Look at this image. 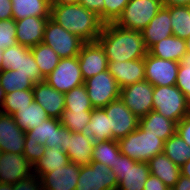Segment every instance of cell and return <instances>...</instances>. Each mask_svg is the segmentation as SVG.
I'll use <instances>...</instances> for the list:
<instances>
[{
  "label": "cell",
  "instance_id": "obj_43",
  "mask_svg": "<svg viewBox=\"0 0 190 190\" xmlns=\"http://www.w3.org/2000/svg\"><path fill=\"white\" fill-rule=\"evenodd\" d=\"M186 96L190 109V63H180L175 84Z\"/></svg>",
  "mask_w": 190,
  "mask_h": 190
},
{
  "label": "cell",
  "instance_id": "obj_49",
  "mask_svg": "<svg viewBox=\"0 0 190 190\" xmlns=\"http://www.w3.org/2000/svg\"><path fill=\"white\" fill-rule=\"evenodd\" d=\"M127 169V156L120 154L117 156L116 162L111 167L112 172L116 175H123Z\"/></svg>",
  "mask_w": 190,
  "mask_h": 190
},
{
  "label": "cell",
  "instance_id": "obj_11",
  "mask_svg": "<svg viewBox=\"0 0 190 190\" xmlns=\"http://www.w3.org/2000/svg\"><path fill=\"white\" fill-rule=\"evenodd\" d=\"M108 117L112 140H120L139 127V118L118 98L103 108Z\"/></svg>",
  "mask_w": 190,
  "mask_h": 190
},
{
  "label": "cell",
  "instance_id": "obj_5",
  "mask_svg": "<svg viewBox=\"0 0 190 190\" xmlns=\"http://www.w3.org/2000/svg\"><path fill=\"white\" fill-rule=\"evenodd\" d=\"M162 6V0H129L114 24L122 28L142 31Z\"/></svg>",
  "mask_w": 190,
  "mask_h": 190
},
{
  "label": "cell",
  "instance_id": "obj_25",
  "mask_svg": "<svg viewBox=\"0 0 190 190\" xmlns=\"http://www.w3.org/2000/svg\"><path fill=\"white\" fill-rule=\"evenodd\" d=\"M148 53L161 59L181 62L187 54L186 42L185 39L171 35L154 44Z\"/></svg>",
  "mask_w": 190,
  "mask_h": 190
},
{
  "label": "cell",
  "instance_id": "obj_20",
  "mask_svg": "<svg viewBox=\"0 0 190 190\" xmlns=\"http://www.w3.org/2000/svg\"><path fill=\"white\" fill-rule=\"evenodd\" d=\"M50 17H25L16 20V41L27 47L42 43L45 26Z\"/></svg>",
  "mask_w": 190,
  "mask_h": 190
},
{
  "label": "cell",
  "instance_id": "obj_8",
  "mask_svg": "<svg viewBox=\"0 0 190 190\" xmlns=\"http://www.w3.org/2000/svg\"><path fill=\"white\" fill-rule=\"evenodd\" d=\"M88 97L94 109L104 108L120 98V87L108 69L84 81Z\"/></svg>",
  "mask_w": 190,
  "mask_h": 190
},
{
  "label": "cell",
  "instance_id": "obj_48",
  "mask_svg": "<svg viewBox=\"0 0 190 190\" xmlns=\"http://www.w3.org/2000/svg\"><path fill=\"white\" fill-rule=\"evenodd\" d=\"M159 178L150 174L148 179L145 182L144 190H169Z\"/></svg>",
  "mask_w": 190,
  "mask_h": 190
},
{
  "label": "cell",
  "instance_id": "obj_28",
  "mask_svg": "<svg viewBox=\"0 0 190 190\" xmlns=\"http://www.w3.org/2000/svg\"><path fill=\"white\" fill-rule=\"evenodd\" d=\"M69 157L66 152L58 148H45L44 155L32 166V173L40 178L55 169L64 167L69 163Z\"/></svg>",
  "mask_w": 190,
  "mask_h": 190
},
{
  "label": "cell",
  "instance_id": "obj_12",
  "mask_svg": "<svg viewBox=\"0 0 190 190\" xmlns=\"http://www.w3.org/2000/svg\"><path fill=\"white\" fill-rule=\"evenodd\" d=\"M154 86L144 80L121 88L120 99L136 115L141 118L153 110Z\"/></svg>",
  "mask_w": 190,
  "mask_h": 190
},
{
  "label": "cell",
  "instance_id": "obj_38",
  "mask_svg": "<svg viewBox=\"0 0 190 190\" xmlns=\"http://www.w3.org/2000/svg\"><path fill=\"white\" fill-rule=\"evenodd\" d=\"M91 112L64 110L60 117V122L71 132H87Z\"/></svg>",
  "mask_w": 190,
  "mask_h": 190
},
{
  "label": "cell",
  "instance_id": "obj_34",
  "mask_svg": "<svg viewBox=\"0 0 190 190\" xmlns=\"http://www.w3.org/2000/svg\"><path fill=\"white\" fill-rule=\"evenodd\" d=\"M120 154L117 140L97 141L94 142L92 161L105 164L111 168Z\"/></svg>",
  "mask_w": 190,
  "mask_h": 190
},
{
  "label": "cell",
  "instance_id": "obj_31",
  "mask_svg": "<svg viewBox=\"0 0 190 190\" xmlns=\"http://www.w3.org/2000/svg\"><path fill=\"white\" fill-rule=\"evenodd\" d=\"M30 49L41 75L44 78L47 77L56 68L61 58L51 47L44 43H39Z\"/></svg>",
  "mask_w": 190,
  "mask_h": 190
},
{
  "label": "cell",
  "instance_id": "obj_19",
  "mask_svg": "<svg viewBox=\"0 0 190 190\" xmlns=\"http://www.w3.org/2000/svg\"><path fill=\"white\" fill-rule=\"evenodd\" d=\"M79 174L80 166L69 162L40 178L43 190H75Z\"/></svg>",
  "mask_w": 190,
  "mask_h": 190
},
{
  "label": "cell",
  "instance_id": "obj_18",
  "mask_svg": "<svg viewBox=\"0 0 190 190\" xmlns=\"http://www.w3.org/2000/svg\"><path fill=\"white\" fill-rule=\"evenodd\" d=\"M144 58L131 61H108V71L120 89L145 80Z\"/></svg>",
  "mask_w": 190,
  "mask_h": 190
},
{
  "label": "cell",
  "instance_id": "obj_47",
  "mask_svg": "<svg viewBox=\"0 0 190 190\" xmlns=\"http://www.w3.org/2000/svg\"><path fill=\"white\" fill-rule=\"evenodd\" d=\"M79 4L88 10L95 12L104 23V1L103 0H79Z\"/></svg>",
  "mask_w": 190,
  "mask_h": 190
},
{
  "label": "cell",
  "instance_id": "obj_3",
  "mask_svg": "<svg viewBox=\"0 0 190 190\" xmlns=\"http://www.w3.org/2000/svg\"><path fill=\"white\" fill-rule=\"evenodd\" d=\"M118 144L122 155L137 162H148L164 150L162 139L140 127L118 140Z\"/></svg>",
  "mask_w": 190,
  "mask_h": 190
},
{
  "label": "cell",
  "instance_id": "obj_33",
  "mask_svg": "<svg viewBox=\"0 0 190 190\" xmlns=\"http://www.w3.org/2000/svg\"><path fill=\"white\" fill-rule=\"evenodd\" d=\"M0 85L7 94L16 90L33 89L35 83L28 75L17 70L2 69L0 71Z\"/></svg>",
  "mask_w": 190,
  "mask_h": 190
},
{
  "label": "cell",
  "instance_id": "obj_1",
  "mask_svg": "<svg viewBox=\"0 0 190 190\" xmlns=\"http://www.w3.org/2000/svg\"><path fill=\"white\" fill-rule=\"evenodd\" d=\"M97 41L105 50L108 61H131L148 53L141 31L130 30L114 23L104 24Z\"/></svg>",
  "mask_w": 190,
  "mask_h": 190
},
{
  "label": "cell",
  "instance_id": "obj_22",
  "mask_svg": "<svg viewBox=\"0 0 190 190\" xmlns=\"http://www.w3.org/2000/svg\"><path fill=\"white\" fill-rule=\"evenodd\" d=\"M141 32L145 46L148 50L162 39L173 35L170 7L162 6L150 23Z\"/></svg>",
  "mask_w": 190,
  "mask_h": 190
},
{
  "label": "cell",
  "instance_id": "obj_24",
  "mask_svg": "<svg viewBox=\"0 0 190 190\" xmlns=\"http://www.w3.org/2000/svg\"><path fill=\"white\" fill-rule=\"evenodd\" d=\"M150 174L159 178L172 189L181 175L180 166L173 163L164 153L157 154L148 162Z\"/></svg>",
  "mask_w": 190,
  "mask_h": 190
},
{
  "label": "cell",
  "instance_id": "obj_7",
  "mask_svg": "<svg viewBox=\"0 0 190 190\" xmlns=\"http://www.w3.org/2000/svg\"><path fill=\"white\" fill-rule=\"evenodd\" d=\"M116 174L105 164L92 161L80 166L75 190H117Z\"/></svg>",
  "mask_w": 190,
  "mask_h": 190
},
{
  "label": "cell",
  "instance_id": "obj_45",
  "mask_svg": "<svg viewBox=\"0 0 190 190\" xmlns=\"http://www.w3.org/2000/svg\"><path fill=\"white\" fill-rule=\"evenodd\" d=\"M14 190H43V186L40 177L32 173L27 178L21 179L15 183Z\"/></svg>",
  "mask_w": 190,
  "mask_h": 190
},
{
  "label": "cell",
  "instance_id": "obj_39",
  "mask_svg": "<svg viewBox=\"0 0 190 190\" xmlns=\"http://www.w3.org/2000/svg\"><path fill=\"white\" fill-rule=\"evenodd\" d=\"M17 71L28 75L34 83L45 80V78L41 75L38 64L35 62V58L30 47L27 46L22 49V63L21 66L18 67Z\"/></svg>",
  "mask_w": 190,
  "mask_h": 190
},
{
  "label": "cell",
  "instance_id": "obj_9",
  "mask_svg": "<svg viewBox=\"0 0 190 190\" xmlns=\"http://www.w3.org/2000/svg\"><path fill=\"white\" fill-rule=\"evenodd\" d=\"M25 141L39 142L46 148L55 147L67 151L68 128L63 126L60 119L48 118L31 130L26 131Z\"/></svg>",
  "mask_w": 190,
  "mask_h": 190
},
{
  "label": "cell",
  "instance_id": "obj_27",
  "mask_svg": "<svg viewBox=\"0 0 190 190\" xmlns=\"http://www.w3.org/2000/svg\"><path fill=\"white\" fill-rule=\"evenodd\" d=\"M13 19L25 17H50V0H11Z\"/></svg>",
  "mask_w": 190,
  "mask_h": 190
},
{
  "label": "cell",
  "instance_id": "obj_55",
  "mask_svg": "<svg viewBox=\"0 0 190 190\" xmlns=\"http://www.w3.org/2000/svg\"><path fill=\"white\" fill-rule=\"evenodd\" d=\"M79 0H50V5L77 4Z\"/></svg>",
  "mask_w": 190,
  "mask_h": 190
},
{
  "label": "cell",
  "instance_id": "obj_40",
  "mask_svg": "<svg viewBox=\"0 0 190 190\" xmlns=\"http://www.w3.org/2000/svg\"><path fill=\"white\" fill-rule=\"evenodd\" d=\"M17 44L16 22L13 18L0 20V49L4 50Z\"/></svg>",
  "mask_w": 190,
  "mask_h": 190
},
{
  "label": "cell",
  "instance_id": "obj_21",
  "mask_svg": "<svg viewBox=\"0 0 190 190\" xmlns=\"http://www.w3.org/2000/svg\"><path fill=\"white\" fill-rule=\"evenodd\" d=\"M94 140L86 132H71L68 129L67 155L69 161L79 166L92 162Z\"/></svg>",
  "mask_w": 190,
  "mask_h": 190
},
{
  "label": "cell",
  "instance_id": "obj_42",
  "mask_svg": "<svg viewBox=\"0 0 190 190\" xmlns=\"http://www.w3.org/2000/svg\"><path fill=\"white\" fill-rule=\"evenodd\" d=\"M104 1V24L115 23L121 16L129 0H103Z\"/></svg>",
  "mask_w": 190,
  "mask_h": 190
},
{
  "label": "cell",
  "instance_id": "obj_32",
  "mask_svg": "<svg viewBox=\"0 0 190 190\" xmlns=\"http://www.w3.org/2000/svg\"><path fill=\"white\" fill-rule=\"evenodd\" d=\"M163 153L180 167L190 160V146L177 133L164 142Z\"/></svg>",
  "mask_w": 190,
  "mask_h": 190
},
{
  "label": "cell",
  "instance_id": "obj_13",
  "mask_svg": "<svg viewBox=\"0 0 190 190\" xmlns=\"http://www.w3.org/2000/svg\"><path fill=\"white\" fill-rule=\"evenodd\" d=\"M145 80L153 86L176 84L180 62L165 60L147 53L144 57Z\"/></svg>",
  "mask_w": 190,
  "mask_h": 190
},
{
  "label": "cell",
  "instance_id": "obj_10",
  "mask_svg": "<svg viewBox=\"0 0 190 190\" xmlns=\"http://www.w3.org/2000/svg\"><path fill=\"white\" fill-rule=\"evenodd\" d=\"M45 81L61 93L84 84L78 57L61 58L56 68L45 77Z\"/></svg>",
  "mask_w": 190,
  "mask_h": 190
},
{
  "label": "cell",
  "instance_id": "obj_36",
  "mask_svg": "<svg viewBox=\"0 0 190 190\" xmlns=\"http://www.w3.org/2000/svg\"><path fill=\"white\" fill-rule=\"evenodd\" d=\"M64 95H65L64 110L92 111L94 109L91 105L90 99L88 97L87 88L84 84L74 87Z\"/></svg>",
  "mask_w": 190,
  "mask_h": 190
},
{
  "label": "cell",
  "instance_id": "obj_50",
  "mask_svg": "<svg viewBox=\"0 0 190 190\" xmlns=\"http://www.w3.org/2000/svg\"><path fill=\"white\" fill-rule=\"evenodd\" d=\"M13 18L11 0H0V20Z\"/></svg>",
  "mask_w": 190,
  "mask_h": 190
},
{
  "label": "cell",
  "instance_id": "obj_2",
  "mask_svg": "<svg viewBox=\"0 0 190 190\" xmlns=\"http://www.w3.org/2000/svg\"><path fill=\"white\" fill-rule=\"evenodd\" d=\"M50 18L85 43L97 41L104 26L95 12L79 3L51 5Z\"/></svg>",
  "mask_w": 190,
  "mask_h": 190
},
{
  "label": "cell",
  "instance_id": "obj_53",
  "mask_svg": "<svg viewBox=\"0 0 190 190\" xmlns=\"http://www.w3.org/2000/svg\"><path fill=\"white\" fill-rule=\"evenodd\" d=\"M187 54L182 58L180 63H190V36L185 39Z\"/></svg>",
  "mask_w": 190,
  "mask_h": 190
},
{
  "label": "cell",
  "instance_id": "obj_17",
  "mask_svg": "<svg viewBox=\"0 0 190 190\" xmlns=\"http://www.w3.org/2000/svg\"><path fill=\"white\" fill-rule=\"evenodd\" d=\"M34 101L40 104L50 118L60 119L65 108V95L50 86L45 80L33 86Z\"/></svg>",
  "mask_w": 190,
  "mask_h": 190
},
{
  "label": "cell",
  "instance_id": "obj_54",
  "mask_svg": "<svg viewBox=\"0 0 190 190\" xmlns=\"http://www.w3.org/2000/svg\"><path fill=\"white\" fill-rule=\"evenodd\" d=\"M181 175L190 178V160L184 163L181 167Z\"/></svg>",
  "mask_w": 190,
  "mask_h": 190
},
{
  "label": "cell",
  "instance_id": "obj_15",
  "mask_svg": "<svg viewBox=\"0 0 190 190\" xmlns=\"http://www.w3.org/2000/svg\"><path fill=\"white\" fill-rule=\"evenodd\" d=\"M32 174V165L23 154L1 152L0 182L14 185Z\"/></svg>",
  "mask_w": 190,
  "mask_h": 190
},
{
  "label": "cell",
  "instance_id": "obj_30",
  "mask_svg": "<svg viewBox=\"0 0 190 190\" xmlns=\"http://www.w3.org/2000/svg\"><path fill=\"white\" fill-rule=\"evenodd\" d=\"M86 133L95 142L112 140V131L109 128L108 117L103 108L92 110Z\"/></svg>",
  "mask_w": 190,
  "mask_h": 190
},
{
  "label": "cell",
  "instance_id": "obj_37",
  "mask_svg": "<svg viewBox=\"0 0 190 190\" xmlns=\"http://www.w3.org/2000/svg\"><path fill=\"white\" fill-rule=\"evenodd\" d=\"M34 101L32 89L16 90L7 93L2 108V113L13 115L18 109L29 106Z\"/></svg>",
  "mask_w": 190,
  "mask_h": 190
},
{
  "label": "cell",
  "instance_id": "obj_26",
  "mask_svg": "<svg viewBox=\"0 0 190 190\" xmlns=\"http://www.w3.org/2000/svg\"><path fill=\"white\" fill-rule=\"evenodd\" d=\"M139 127L149 130L164 142L176 133V123L152 110L147 115L139 118Z\"/></svg>",
  "mask_w": 190,
  "mask_h": 190
},
{
  "label": "cell",
  "instance_id": "obj_35",
  "mask_svg": "<svg viewBox=\"0 0 190 190\" xmlns=\"http://www.w3.org/2000/svg\"><path fill=\"white\" fill-rule=\"evenodd\" d=\"M170 18L174 36L182 39L190 36V7L170 6Z\"/></svg>",
  "mask_w": 190,
  "mask_h": 190
},
{
  "label": "cell",
  "instance_id": "obj_41",
  "mask_svg": "<svg viewBox=\"0 0 190 190\" xmlns=\"http://www.w3.org/2000/svg\"><path fill=\"white\" fill-rule=\"evenodd\" d=\"M24 45L19 43L3 50L2 63L3 69L17 70L22 63V49Z\"/></svg>",
  "mask_w": 190,
  "mask_h": 190
},
{
  "label": "cell",
  "instance_id": "obj_44",
  "mask_svg": "<svg viewBox=\"0 0 190 190\" xmlns=\"http://www.w3.org/2000/svg\"><path fill=\"white\" fill-rule=\"evenodd\" d=\"M45 148L46 147L39 142L25 141L23 155L33 166L34 163L44 155Z\"/></svg>",
  "mask_w": 190,
  "mask_h": 190
},
{
  "label": "cell",
  "instance_id": "obj_57",
  "mask_svg": "<svg viewBox=\"0 0 190 190\" xmlns=\"http://www.w3.org/2000/svg\"><path fill=\"white\" fill-rule=\"evenodd\" d=\"M0 190H14V185L0 182Z\"/></svg>",
  "mask_w": 190,
  "mask_h": 190
},
{
  "label": "cell",
  "instance_id": "obj_23",
  "mask_svg": "<svg viewBox=\"0 0 190 190\" xmlns=\"http://www.w3.org/2000/svg\"><path fill=\"white\" fill-rule=\"evenodd\" d=\"M150 175L147 162H137L127 156V169L122 175H116L117 190H144L146 180Z\"/></svg>",
  "mask_w": 190,
  "mask_h": 190
},
{
  "label": "cell",
  "instance_id": "obj_56",
  "mask_svg": "<svg viewBox=\"0 0 190 190\" xmlns=\"http://www.w3.org/2000/svg\"><path fill=\"white\" fill-rule=\"evenodd\" d=\"M5 92L2 88V86L0 85V113H2V108H3V104H4V100H5Z\"/></svg>",
  "mask_w": 190,
  "mask_h": 190
},
{
  "label": "cell",
  "instance_id": "obj_16",
  "mask_svg": "<svg viewBox=\"0 0 190 190\" xmlns=\"http://www.w3.org/2000/svg\"><path fill=\"white\" fill-rule=\"evenodd\" d=\"M26 131L22 130L12 115L0 113V151L23 154Z\"/></svg>",
  "mask_w": 190,
  "mask_h": 190
},
{
  "label": "cell",
  "instance_id": "obj_58",
  "mask_svg": "<svg viewBox=\"0 0 190 190\" xmlns=\"http://www.w3.org/2000/svg\"><path fill=\"white\" fill-rule=\"evenodd\" d=\"M2 55H3V50L0 49V71L3 69Z\"/></svg>",
  "mask_w": 190,
  "mask_h": 190
},
{
  "label": "cell",
  "instance_id": "obj_52",
  "mask_svg": "<svg viewBox=\"0 0 190 190\" xmlns=\"http://www.w3.org/2000/svg\"><path fill=\"white\" fill-rule=\"evenodd\" d=\"M162 5L165 7H170V6L190 7V0H162Z\"/></svg>",
  "mask_w": 190,
  "mask_h": 190
},
{
  "label": "cell",
  "instance_id": "obj_4",
  "mask_svg": "<svg viewBox=\"0 0 190 190\" xmlns=\"http://www.w3.org/2000/svg\"><path fill=\"white\" fill-rule=\"evenodd\" d=\"M153 110L176 124L190 114L188 100L176 86H154Z\"/></svg>",
  "mask_w": 190,
  "mask_h": 190
},
{
  "label": "cell",
  "instance_id": "obj_29",
  "mask_svg": "<svg viewBox=\"0 0 190 190\" xmlns=\"http://www.w3.org/2000/svg\"><path fill=\"white\" fill-rule=\"evenodd\" d=\"M12 116L16 120V124L25 131L37 127L43 120L49 118L45 109L35 101L23 109H18Z\"/></svg>",
  "mask_w": 190,
  "mask_h": 190
},
{
  "label": "cell",
  "instance_id": "obj_14",
  "mask_svg": "<svg viewBox=\"0 0 190 190\" xmlns=\"http://www.w3.org/2000/svg\"><path fill=\"white\" fill-rule=\"evenodd\" d=\"M77 57L84 81L108 69L105 50L98 41L84 43Z\"/></svg>",
  "mask_w": 190,
  "mask_h": 190
},
{
  "label": "cell",
  "instance_id": "obj_51",
  "mask_svg": "<svg viewBox=\"0 0 190 190\" xmlns=\"http://www.w3.org/2000/svg\"><path fill=\"white\" fill-rule=\"evenodd\" d=\"M172 190H190V178L180 175Z\"/></svg>",
  "mask_w": 190,
  "mask_h": 190
},
{
  "label": "cell",
  "instance_id": "obj_6",
  "mask_svg": "<svg viewBox=\"0 0 190 190\" xmlns=\"http://www.w3.org/2000/svg\"><path fill=\"white\" fill-rule=\"evenodd\" d=\"M42 43L51 47L60 58H70L78 56L85 42L49 18Z\"/></svg>",
  "mask_w": 190,
  "mask_h": 190
},
{
  "label": "cell",
  "instance_id": "obj_46",
  "mask_svg": "<svg viewBox=\"0 0 190 190\" xmlns=\"http://www.w3.org/2000/svg\"><path fill=\"white\" fill-rule=\"evenodd\" d=\"M176 133L190 146V114L176 124Z\"/></svg>",
  "mask_w": 190,
  "mask_h": 190
}]
</instances>
